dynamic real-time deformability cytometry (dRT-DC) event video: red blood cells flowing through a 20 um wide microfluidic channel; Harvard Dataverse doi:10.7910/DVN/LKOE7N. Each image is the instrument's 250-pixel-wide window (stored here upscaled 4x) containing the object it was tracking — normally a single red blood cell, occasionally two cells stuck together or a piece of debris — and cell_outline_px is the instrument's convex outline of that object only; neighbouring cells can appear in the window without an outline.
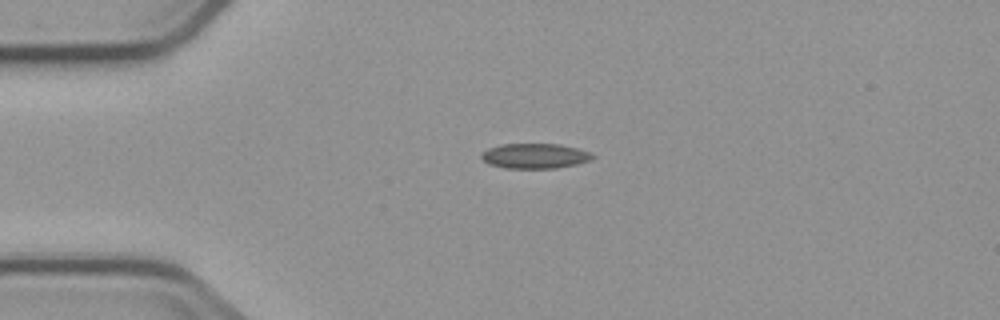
{"species": "common noctule bat (a hibernating species)", "species_latin": "Nyctalus noctula", "temperature_condition": "cold", "stored_images_in_passage": 3, "camera_frame_rate_fps": 3000, "um_per_image_px": 0.085, "animal": {"sex": "male", "body_mass_g": 23.1, "forearm_length_mm": 52.7}, "frame": {"image": 1, "passage_image": 1, "time_ms": 0.0, "image_size_px": [1000, 320], "cell_outline_px": [[596, 156], [592, 160], [576, 164], [556, 168], [504, 168], [488, 164], [480, 156], [480, 152], [488, 148], [500, 144], [560, 144], [592, 152]], "centroid_in_image_um": [45.46, 13.25], "position_along_channel_um": 39.5, "area_um2": 16.42}}
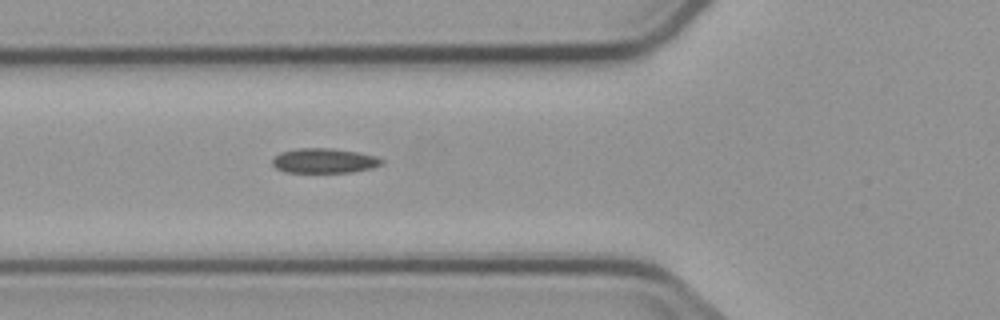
{"frame": {"image": 2, "passage_image": 3, "time_ms": 2.333, "image_size_px": [1000, 320], "cell_outline_px": [[384, 164], [372, 168], [352, 172], [284, 172], [276, 168], [272, 164], [272, 160], [280, 152], [300, 148], [328, 148], [356, 152], [376, 156], [384, 160]], "centroid_in_image_um": [27.57, 13.67], "position_along_channel_um": 98.2, "area_um2": 15.72}}